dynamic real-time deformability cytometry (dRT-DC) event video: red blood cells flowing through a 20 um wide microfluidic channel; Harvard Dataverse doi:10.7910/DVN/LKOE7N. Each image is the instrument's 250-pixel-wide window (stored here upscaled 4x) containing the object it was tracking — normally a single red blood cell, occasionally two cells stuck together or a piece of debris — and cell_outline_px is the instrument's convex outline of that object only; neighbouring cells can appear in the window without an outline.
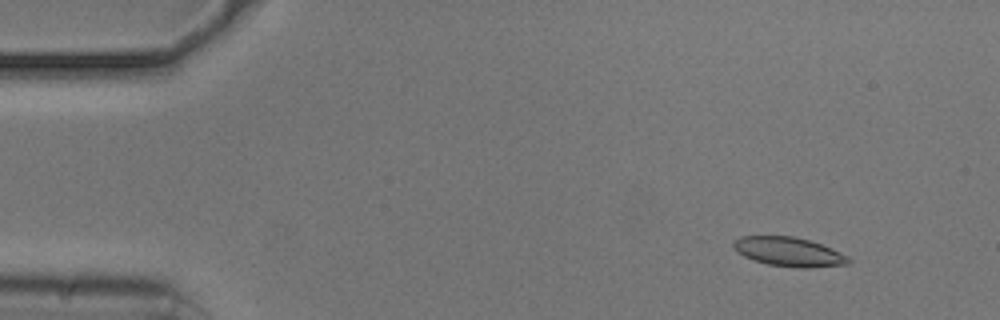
{"species": "common noctule bat (a hibernating species)", "species_latin": "Nyctalus noctula", "temperature_condition": "cold", "stored_images_in_passage": 54, "camera_frame_rate_fps": 3000, "um_per_image_px": 0.085, "animal": {"sex": "male", "body_mass_g": 20.5, "forearm_length_mm": 52.5}, "frame": {"image": 1, "passage_image": 6, "time_ms": 1.667, "image_size_px": [1000, 320], "cell_outline_px": [[852, 260], [848, 264], [812, 268], [800, 268], [768, 264], [744, 256], [736, 252], [732, 248], [732, 244], [740, 236], [796, 236], [820, 244], [840, 252], [848, 256]], "centroid_in_image_um": [67.05, 21.4], "position_along_channel_um": 17.9, "area_um2": 19.54}}
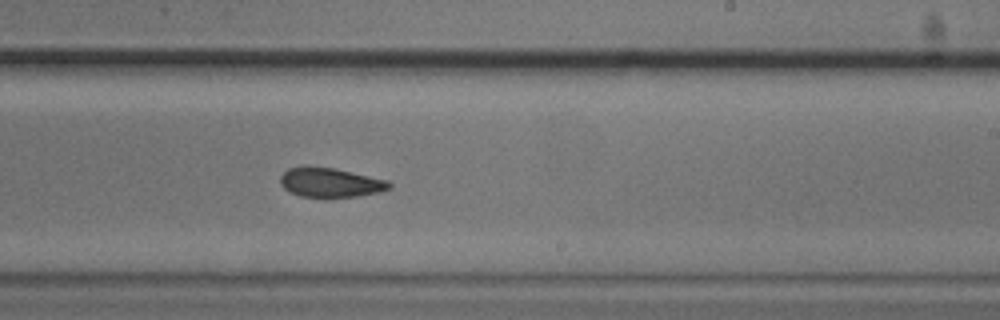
{"frame": {"image": 2, "passage_image": 33, "time_ms": 10.667, "image_size_px": [1000, 320], "cell_outline_px": [[392, 188], [380, 192], [356, 196], [300, 196], [284, 188], [280, 184], [280, 176], [288, 168], [304, 164], [332, 168], [388, 180], [392, 184]], "centroid_in_image_um": [28.06, 15.48], "position_along_channel_um": 260.9, "area_um2": 18.61}}
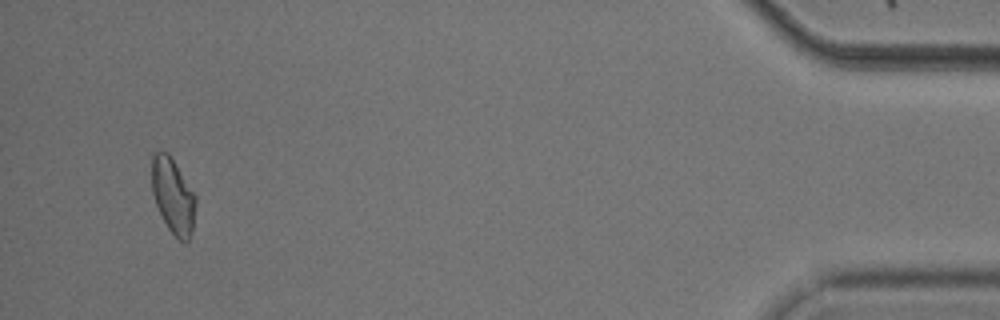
{"frame": {"image": 3, "passage_image": 52, "time_ms": 17.0, "image_size_px": [1000, 320], "cell_outline_px": [[196, 204], [192, 232], [188, 244], [180, 240], [168, 228], [156, 204], [152, 192], [152, 156], [156, 152], [168, 152], [196, 196]], "centroid_in_image_um": [14.72, 16.67], "position_along_channel_um": 420.5, "area_um2": 19.07}, "authors_computed_cell_mechanics": {"area_um2": 19.2474, "velocity_mm_per_s": 3.7364, "shape_relaxation_time_tau1_ms": 4.0588, "shape_relaxation_time_tau2_ms": 3.2328, "deformation_change_tau1": 0.1138, "deformation_change_tau2": 0.0944}}